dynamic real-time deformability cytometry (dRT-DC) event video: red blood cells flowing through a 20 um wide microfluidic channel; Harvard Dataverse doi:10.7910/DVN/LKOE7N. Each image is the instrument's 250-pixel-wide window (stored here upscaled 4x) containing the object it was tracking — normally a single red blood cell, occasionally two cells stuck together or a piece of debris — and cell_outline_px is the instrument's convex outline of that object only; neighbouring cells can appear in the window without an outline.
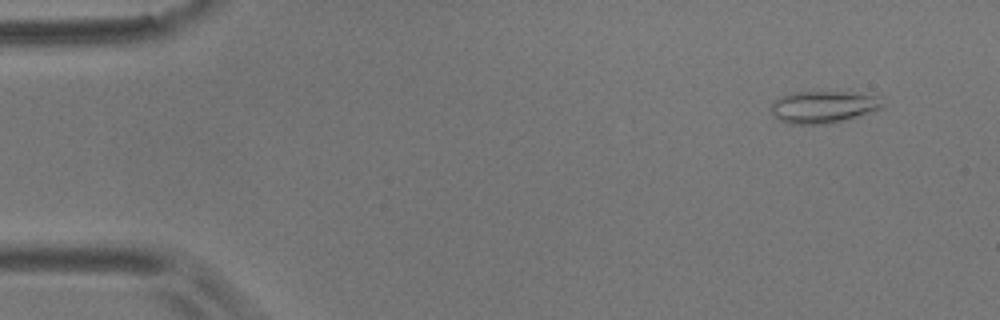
{"species": "common noctule bat (a hibernating species)", "species_latin": "Nyctalus noctula", "temperature_condition": "room temperature", "stored_images_in_passage": 4, "camera_frame_rate_fps": 3000, "um_per_image_px": 0.085, "animal": {"sex": "male", "body_mass_g": 17.9}, "frame": {"image": 1, "passage_image": 2, "time_ms": 0.333, "image_size_px": [1000, 320], "cell_outline_px": [[884, 108], [860, 116], [828, 124], [788, 124], [780, 120], [772, 112], [772, 104], [780, 96], [792, 92], [852, 92], [880, 96], [884, 104]], "centroid_in_image_um": [70.05, 9.09], "position_along_channel_um": 15.0, "area_um2": 21.04}}